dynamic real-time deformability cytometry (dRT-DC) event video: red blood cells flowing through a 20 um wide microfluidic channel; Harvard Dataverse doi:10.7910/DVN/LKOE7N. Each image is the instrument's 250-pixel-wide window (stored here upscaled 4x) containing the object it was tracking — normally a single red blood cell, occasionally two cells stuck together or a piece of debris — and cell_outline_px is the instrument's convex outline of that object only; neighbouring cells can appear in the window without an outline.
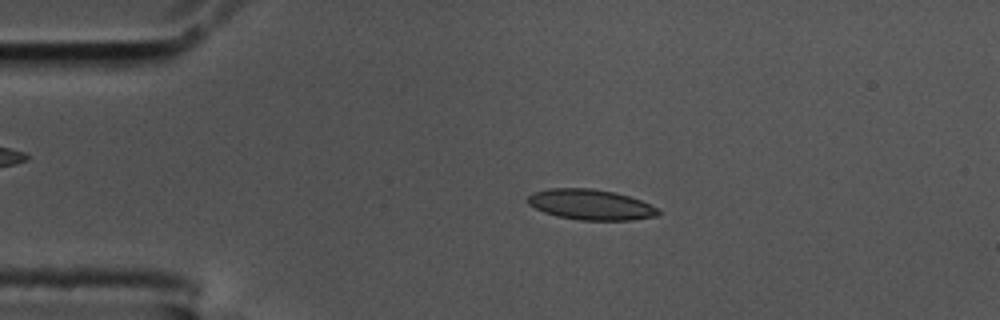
{"species": "common noctule bat (a hibernating species)", "species_latin": "Nyctalus noctula", "temperature_condition": "cold", "stored_images_in_passage": 56, "camera_frame_rate_fps": 3000, "um_per_image_px": 0.085, "animal": {"sex": "male", "body_mass_g": 17.5, "forearm_length_mm": 52.3}, "frame": {"image": 1, "passage_image": 11, "time_ms": 3.333, "image_size_px": [1000, 320], "cell_outline_px": [[660, 212], [656, 216], [632, 220], [580, 220], [556, 216], [544, 212], [528, 204], [528, 196], [532, 192], [548, 188], [592, 188], [616, 192], [640, 200], [656, 208]], "centroid_in_image_um": [50.17, 17.38], "position_along_channel_um": 34.8, "area_um2": 23.12}}
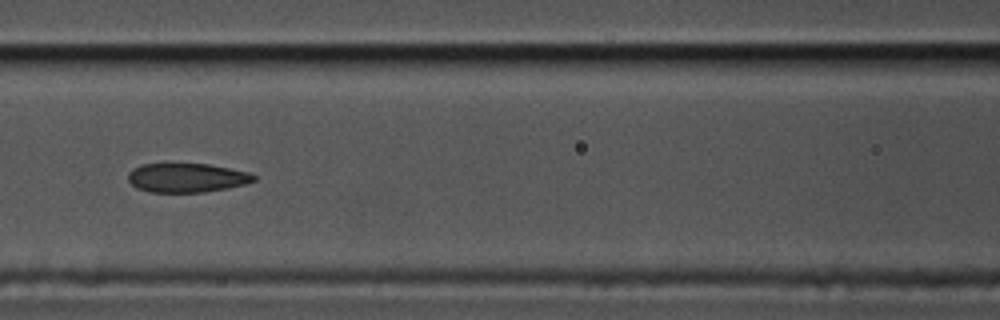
{"frame": {"image": 2, "passage_image": 24, "time_ms": 7.667, "image_size_px": [1000, 320], "cell_outline_px": [[256, 180], [244, 184], [228, 188], [204, 192], [148, 192], [136, 188], [128, 180], [128, 172], [132, 168], [140, 164], [208, 164], [252, 172], [256, 176]], "centroid_in_image_um": [15.87, 15.11], "position_along_channel_um": 150.7, "area_um2": 21.5}}
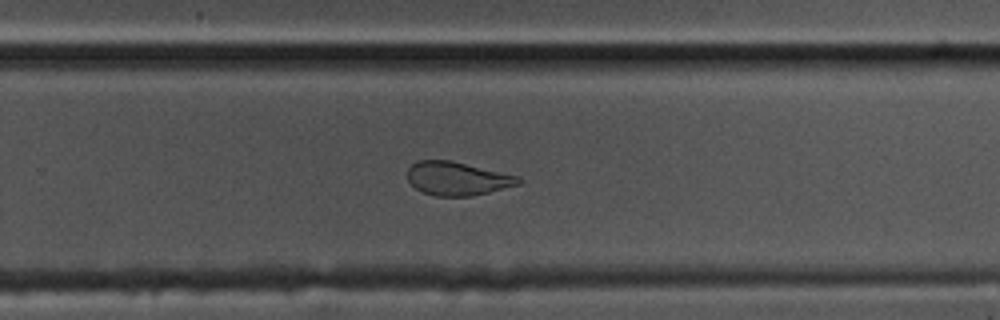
{"frame": {"image": 3, "passage_image": 36, "time_ms": 11.667, "image_size_px": [1000, 320], "cell_outline_px": [[524, 180], [520, 184], [472, 196], [436, 196], [424, 192], [416, 188], [408, 180], [408, 168], [412, 164], [420, 160], [452, 160], [520, 176]], "centroid_in_image_um": [38.91, 15.17], "position_along_channel_um": 290.9, "area_um2": 21.73}, "authors_computed_cell_mechanics": {"area_um2": 22.7443, "velocity_mm_per_s": 3.5144, "shape_relaxation_time_tau1_ms": null, "shape_relaxation_time_tau2_ms": 1.6281, "deformation_change_tau1": null, "deformation_change_tau2": 0.0695}}